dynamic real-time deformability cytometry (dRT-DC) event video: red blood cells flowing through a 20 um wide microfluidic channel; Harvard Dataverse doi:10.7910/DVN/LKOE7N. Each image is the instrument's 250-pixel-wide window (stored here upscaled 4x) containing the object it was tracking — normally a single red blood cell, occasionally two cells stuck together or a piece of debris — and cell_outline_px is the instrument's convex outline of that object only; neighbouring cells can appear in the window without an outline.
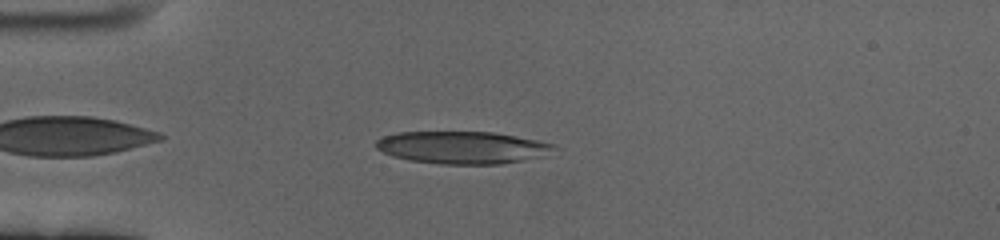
{"species": "human", "species_latin": "Homo sapiens", "temperature_condition": "cold", "stored_images_in_passage": 48, "camera_frame_rate_fps": 3000, "um_per_image_px": 0.085, "donor": {"sex": "female"}, "frame": {"image": 1, "passage_image": 4, "time_ms": 1.0, "image_size_px": [1000, 240], "cell_outline_px": [[564, 148], [560, 156], [500, 164], [440, 164], [408, 160], [392, 156], [376, 148], [376, 140], [384, 136], [400, 132], [492, 132], [516, 136], [556, 144]], "centroid_in_image_um": [39.57, 12.56], "position_along_channel_um": 45.4, "area_um2": 34.8}}
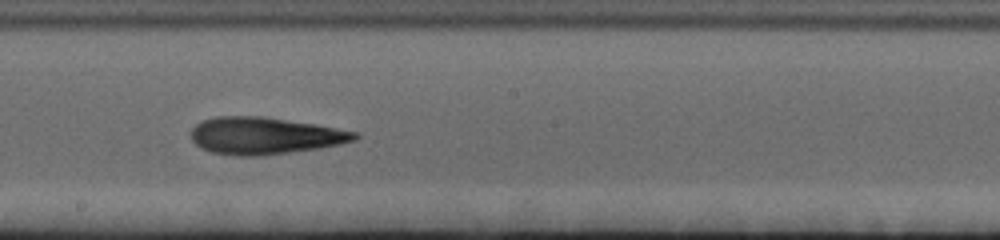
{"frame": {"image": 2, "passage_image": 22, "time_ms": 7.0, "image_size_px": [1000, 240], "cell_outline_px": [[360, 136], [356, 140], [340, 144], [320, 148], [256, 156], [240, 156], [212, 152], [200, 148], [192, 140], [192, 128], [200, 120], [216, 116], [264, 116], [316, 124], [360, 132]], "centroid_in_image_um": [22.52, 11.52], "position_along_channel_um": 225.7, "area_um2": 35.49}}
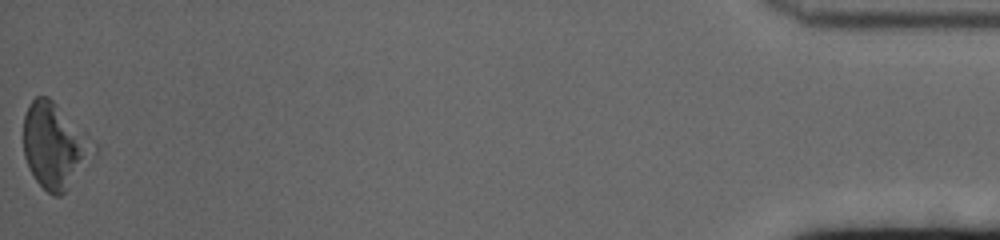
{"frame": {"image": 3, "passage_image": 48, "time_ms": 15.667, "image_size_px": [1000, 240], "cell_outline_px": [[100, 148], [68, 188], [60, 196], [52, 196], [36, 180], [28, 168], [24, 156], [24, 116], [28, 104], [36, 96], [48, 96], [88, 132]], "centroid_in_image_um": [4.69, 12.36], "position_along_channel_um": 430.5, "area_um2": 35.37}, "authors_computed_cell_mechanics": {"area_um2": 34.1598, "velocity_mm_per_s": 3.3895, "shape_relaxation_time_tau1_ms": null, "shape_relaxation_time_tau2_ms": 8.1854, "deformation_change_tau1": null, "deformation_change_tau2": 0.2056}}